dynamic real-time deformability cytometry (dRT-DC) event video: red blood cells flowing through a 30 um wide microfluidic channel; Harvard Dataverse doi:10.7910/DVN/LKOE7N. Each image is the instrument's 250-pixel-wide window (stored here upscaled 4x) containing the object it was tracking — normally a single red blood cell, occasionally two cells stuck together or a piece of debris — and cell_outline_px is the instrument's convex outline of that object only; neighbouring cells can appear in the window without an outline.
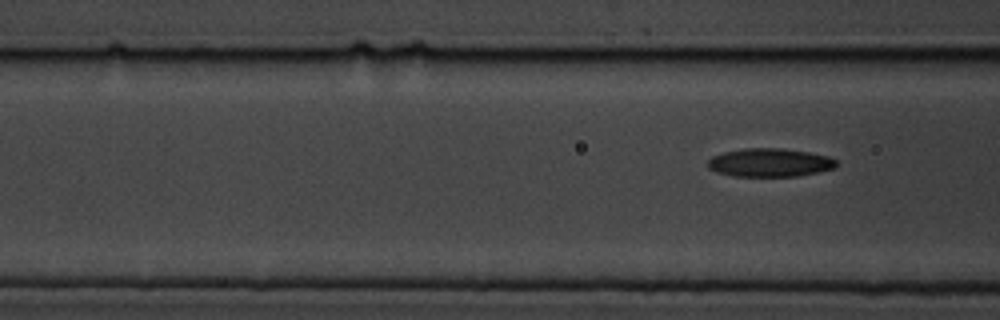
{"species": "common noctule bat (a hibernating species)", "species_latin": "Nyctalus noctula", "temperature_condition": "cold", "stored_images_in_passage": 8, "segment_of_instrument_passage": [2, 2], "camera_frame_rate_fps": 3000, "um_per_image_px": 0.085, "animal": {"sex": "male", "body_mass_g": 19.5, "forearm_length_mm": 54.6}, "frame": {"image": 1, "passage_image": 8, "time_ms": 9.0, "image_size_px": [1000, 320], "cell_outline_px": [[836, 168], [820, 172], [796, 176], [732, 176], [716, 172], [708, 168], [708, 160], [712, 156], [724, 152], [744, 148], [784, 148], [808, 152], [828, 156], [836, 160]], "centroid_in_image_um": [65.43, 13.82], "position_along_channel_um": 101.2, "area_um2": 21.39}}